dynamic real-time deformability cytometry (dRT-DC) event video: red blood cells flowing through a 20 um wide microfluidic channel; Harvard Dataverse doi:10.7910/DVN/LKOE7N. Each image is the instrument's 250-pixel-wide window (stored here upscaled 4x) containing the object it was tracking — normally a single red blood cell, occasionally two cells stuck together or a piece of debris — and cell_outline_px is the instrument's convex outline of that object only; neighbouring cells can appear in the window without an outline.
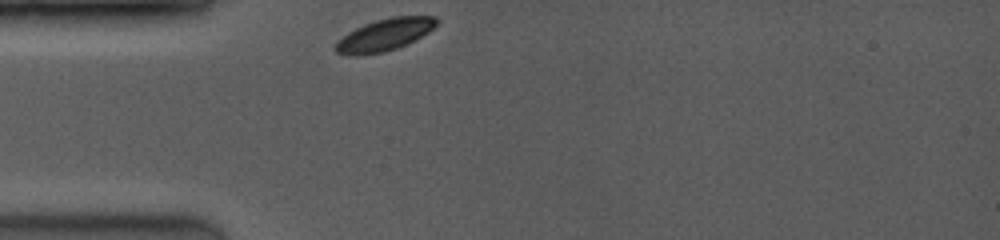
{"species": "common noctule bat (a hibernating species)", "species_latin": "Nyctalus noctula", "temperature_condition": "room temperature", "stored_images_in_passage": 5, "camera_frame_rate_fps": 3500, "um_per_image_px": 0.085, "animal": {"sex": "female", "body_mass_g": 19.0, "forearm_length_mm": 53.3}, "frame": {"image": 1, "passage_image": 1, "time_ms": 0.0, "image_size_px": [1000, 240], "cell_outline_px": [[440, 20], [428, 32], [396, 48], [384, 52], [356, 56], [348, 56], [336, 52], [332, 48], [348, 32], [364, 24], [376, 20], [392, 16], [436, 16]], "centroid_in_image_um": [32.66, 2.96], "position_along_channel_um": 52.3, "area_um2": 18.67}}
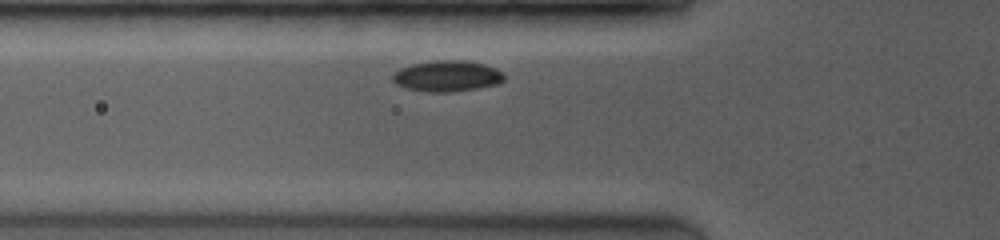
{"frame": {"image": 2, "passage_image": 4, "time_ms": 1.143, "image_size_px": [1000, 240], "cell_outline_px": [[504, 80], [500, 84], [476, 88], [448, 92], [428, 92], [404, 88], [396, 84], [392, 80], [392, 72], [400, 68], [412, 64], [436, 60], [464, 60], [484, 64], [496, 68], [504, 72]], "centroid_in_image_um": [38.0, 6.46], "position_along_channel_um": 87.8, "area_um2": 20.35}}